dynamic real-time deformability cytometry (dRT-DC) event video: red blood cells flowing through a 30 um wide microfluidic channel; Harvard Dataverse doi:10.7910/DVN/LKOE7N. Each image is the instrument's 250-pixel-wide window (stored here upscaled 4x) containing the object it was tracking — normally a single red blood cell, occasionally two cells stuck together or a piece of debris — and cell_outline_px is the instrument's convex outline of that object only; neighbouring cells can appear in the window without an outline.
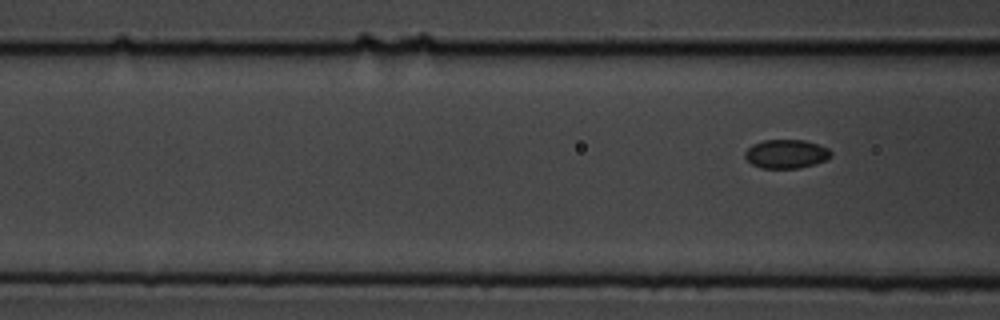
{"species": "common noctule bat (a hibernating species)", "species_latin": "Nyctalus noctula", "temperature_condition": "cold", "stored_images_in_passage": 6, "segment_of_instrument_passage": [2, 2], "camera_frame_rate_fps": 3000, "um_per_image_px": 0.085, "animal": {"sex": "male", "body_mass_g": 19.5, "forearm_length_mm": 54.6}, "frame": {"image": 1, "passage_image": 6, "time_ms": 7.667, "image_size_px": [1000, 320], "cell_outline_px": [[832, 156], [824, 160], [800, 168], [760, 168], [752, 164], [744, 156], [744, 152], [752, 144], [764, 140], [804, 140], [828, 148], [832, 152]], "centroid_in_image_um": [66.8, 13.08], "position_along_channel_um": 99.8, "area_um2": 14.33}}